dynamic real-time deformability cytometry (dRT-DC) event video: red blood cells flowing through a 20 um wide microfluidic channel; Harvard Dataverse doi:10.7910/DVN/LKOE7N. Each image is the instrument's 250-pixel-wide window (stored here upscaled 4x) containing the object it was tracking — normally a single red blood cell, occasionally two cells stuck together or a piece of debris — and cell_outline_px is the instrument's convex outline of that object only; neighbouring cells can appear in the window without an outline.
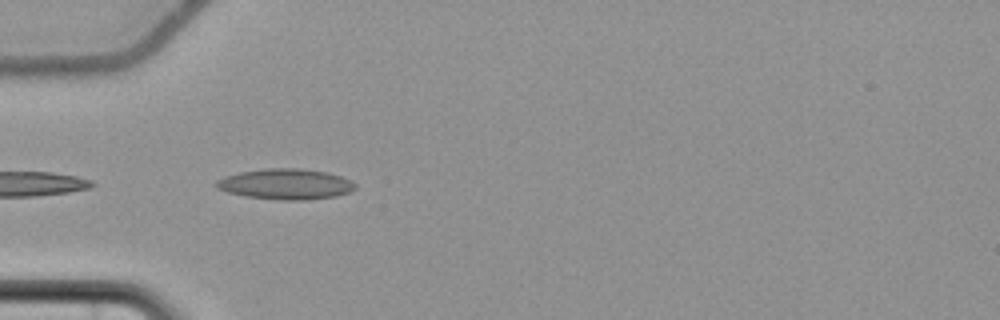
{"species": "common noctule bat (a hibernating species)", "species_latin": "Nyctalus noctula", "temperature_condition": "cold", "stored_images_in_passage": 5, "camera_frame_rate_fps": 3000, "um_per_image_px": 0.085, "animal": {"sex": "female", "body_mass_g": 22.7, "forearm_length_mm": 54.2}, "frame": {"image": 1, "passage_image": 2, "time_ms": 0.333, "image_size_px": [1000, 320], "cell_outline_px": [[356, 188], [348, 192], [336, 196], [308, 200], [280, 200], [244, 196], [228, 192], [216, 188], [212, 184], [216, 180], [224, 176], [240, 172], [264, 168], [300, 168], [328, 172], [340, 176], [356, 184]], "centroid_in_image_um": [24.24, 15.65], "position_along_channel_um": 60.8, "area_um2": 24.97}}